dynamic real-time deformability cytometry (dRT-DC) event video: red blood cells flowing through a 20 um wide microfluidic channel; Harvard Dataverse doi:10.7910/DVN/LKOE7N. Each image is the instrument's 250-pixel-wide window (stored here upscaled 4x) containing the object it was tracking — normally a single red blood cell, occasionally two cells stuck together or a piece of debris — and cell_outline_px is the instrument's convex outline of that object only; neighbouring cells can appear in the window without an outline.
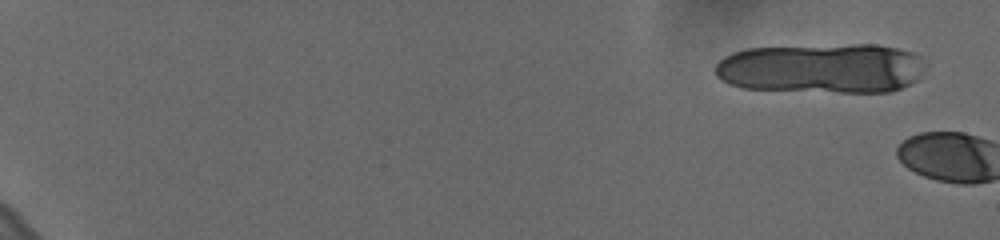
{"species": "human", "species_latin": "Homo sapiens", "temperature_condition": "cold", "stored_images_in_passage": 3, "camera_frame_rate_fps": 3000, "um_per_image_px": 0.085, "donor": {"sex": "female"}, "frame": {"image": 1, "passage_image": 1, "time_ms": 0.0, "image_size_px": [1000, 240], "cell_outline_px": [[920, 60], [916, 80], [912, 84], [888, 92], [840, 92], [740, 88], [728, 84], [720, 80], [716, 76], [716, 64], [724, 56], [732, 52], [748, 48], [852, 44], [876, 44], [896, 48], [912, 52], [920, 56]], "centroid_in_image_um": [69.76, 5.8], "position_along_channel_um": 15.2, "area_um2": 60.92}}